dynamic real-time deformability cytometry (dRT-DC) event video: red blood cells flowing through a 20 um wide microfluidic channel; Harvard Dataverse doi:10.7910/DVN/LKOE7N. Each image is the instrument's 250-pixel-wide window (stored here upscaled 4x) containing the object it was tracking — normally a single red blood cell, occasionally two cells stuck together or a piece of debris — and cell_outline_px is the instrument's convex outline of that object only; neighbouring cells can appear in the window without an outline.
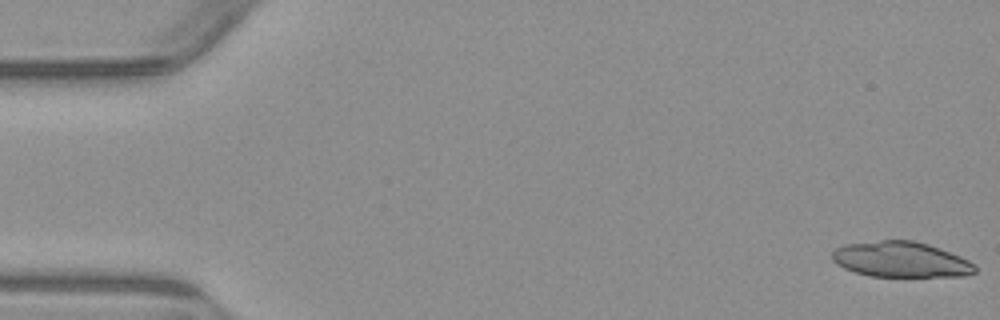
{"species": "common noctule bat (a hibernating species)", "species_latin": "Nyctalus noctula", "temperature_condition": "warm", "stored_images_in_passage": 4, "camera_frame_rate_fps": 3000, "um_per_image_px": 0.085, "animal": {"sex": "male", "body_mass_g": 23.1, "forearm_length_mm": 52.7}, "frame": {"image": 1, "passage_image": 1, "time_ms": 0.0, "image_size_px": [1000, 320], "cell_outline_px": [[976, 272], [964, 276], [868, 276], [844, 268], [836, 264], [832, 260], [832, 252], [836, 248], [844, 244], [880, 240], [912, 240], [928, 244], [940, 248], [960, 256], [976, 264]], "centroid_in_image_um": [76.57, 22.05], "position_along_channel_um": 8.4, "area_um2": 29.65}}